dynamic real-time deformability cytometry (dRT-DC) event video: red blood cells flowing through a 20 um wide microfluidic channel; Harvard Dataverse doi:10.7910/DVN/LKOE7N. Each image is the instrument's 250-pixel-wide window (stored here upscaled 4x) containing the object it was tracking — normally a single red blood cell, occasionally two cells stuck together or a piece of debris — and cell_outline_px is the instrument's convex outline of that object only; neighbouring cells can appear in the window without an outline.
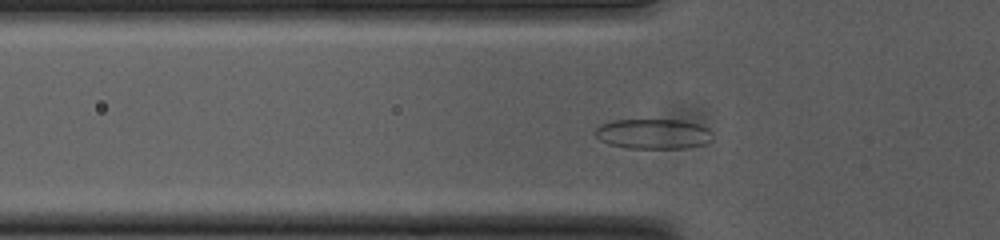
{"species": "common noctule bat (a hibernating species)", "species_latin": "Nyctalus noctula", "temperature_condition": "cold", "stored_images_in_passage": 50, "camera_frame_rate_fps": 3000, "um_per_image_px": 0.085, "animal": {"sex": "female", "body_mass_g": 23.0, "forearm_length_mm": 53.4}, "frame": {"image": 1, "passage_image": 13, "time_ms": 4.0, "image_size_px": [1000, 240], "cell_outline_px": [[712, 140], [704, 144], [684, 148], [628, 148], [608, 144], [600, 140], [596, 136], [596, 128], [600, 124], [612, 120], [684, 120], [708, 128], [712, 132]], "centroid_in_image_um": [55.52, 11.38], "position_along_channel_um": 70.3, "area_um2": 20.58}}
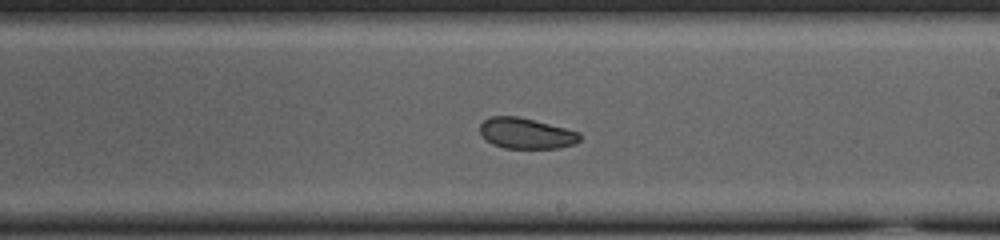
{"frame": {"image": 2, "passage_image": 27, "time_ms": 8.667, "image_size_px": [1000, 240], "cell_outline_px": [[580, 140], [576, 144], [560, 148], [504, 148], [492, 144], [480, 132], [480, 124], [488, 116], [516, 116], [580, 132]], "centroid_in_image_um": [44.73, 11.34], "position_along_channel_um": 244.3, "area_um2": 17.74}}
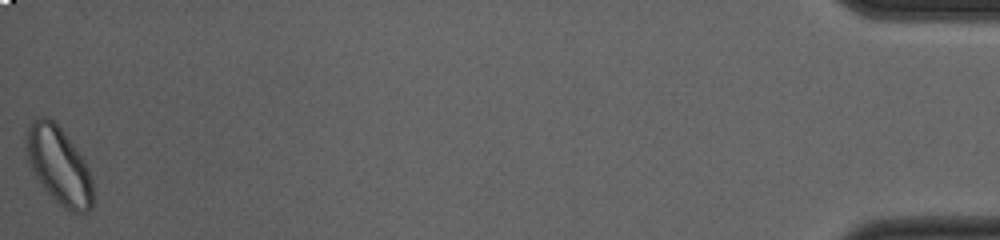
{"frame": {"image": 3, "passage_image": 50, "time_ms": 16.333, "image_size_px": [1000, 240], "cell_outline_px": [[92, 208], [88, 212], [72, 212], [64, 208], [40, 184], [28, 164], [24, 136], [32, 120], [40, 116], [48, 116], [60, 128], [84, 160], [88, 168], [92, 180]], "centroid_in_image_um": [4.97, 14.06], "position_along_channel_um": 430.2, "area_um2": 29.88}, "authors_computed_cell_mechanics": {"area_um2": 20.4034, "velocity_mm_per_s": 3.7217, "shape_relaxation_time_tau1_ms": 5.4831, "shape_relaxation_time_tau2_ms": 2.2026, "deformation_change_tau1": 0.0797, "deformation_change_tau2": 0.0506}}